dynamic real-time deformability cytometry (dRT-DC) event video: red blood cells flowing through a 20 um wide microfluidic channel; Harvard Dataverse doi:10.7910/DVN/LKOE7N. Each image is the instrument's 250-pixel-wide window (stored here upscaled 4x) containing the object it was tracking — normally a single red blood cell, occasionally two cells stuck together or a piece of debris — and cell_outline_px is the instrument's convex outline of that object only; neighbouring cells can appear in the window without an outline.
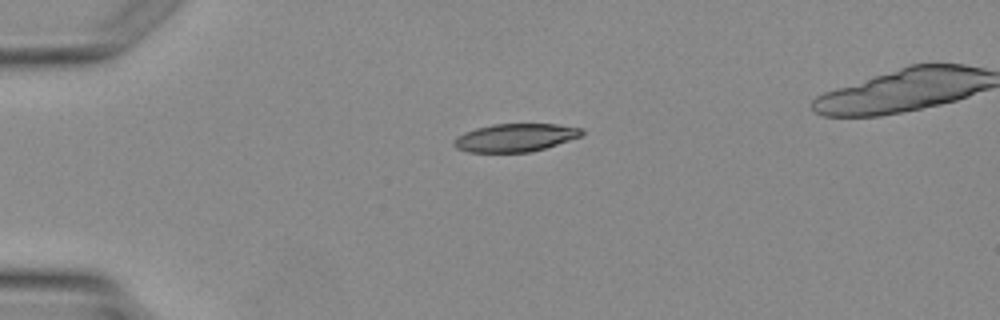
{"species": "Egyptian fruit bat (a non-hibernating species)", "species_latin": "Rousettus aegyptiacus", "temperature_condition": "warm", "stored_images_in_passage": 4, "camera_frame_rate_fps": 3000, "um_per_image_px": 0.085, "animal": {"sex": "female"}, "frame": {"image": 1, "passage_image": 4, "time_ms": 3.333, "image_size_px": [1000, 320], "cell_outline_px": [[584, 132], [580, 136], [532, 152], [468, 152], [456, 148], [452, 144], [452, 140], [464, 132], [476, 128], [496, 124], [556, 124], [584, 128]], "centroid_in_image_um": [43.77, 11.7], "position_along_channel_um": 41.2, "area_um2": 20.81}}